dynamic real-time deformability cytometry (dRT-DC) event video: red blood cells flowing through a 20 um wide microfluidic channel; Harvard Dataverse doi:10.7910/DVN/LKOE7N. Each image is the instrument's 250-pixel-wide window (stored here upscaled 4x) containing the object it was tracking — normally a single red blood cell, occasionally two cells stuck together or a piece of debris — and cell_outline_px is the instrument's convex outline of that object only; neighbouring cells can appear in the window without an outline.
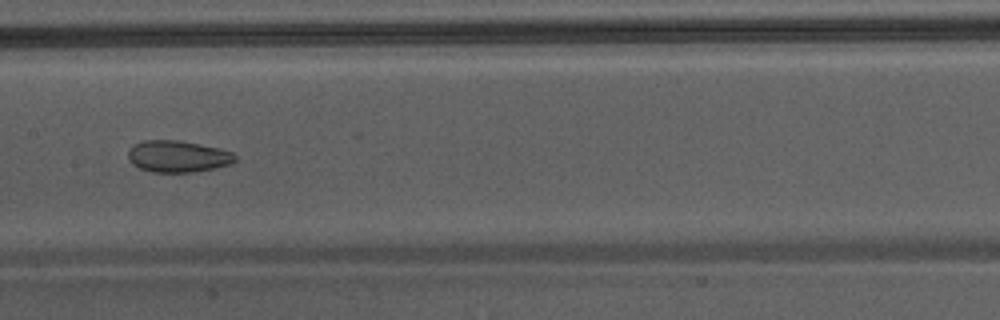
{"species": "Egyptian fruit bat (a non-hibernating species)", "species_latin": "Rousettus aegyptiacus", "temperature_condition": "warm", "stored_images_in_passage": 32, "camera_frame_rate_fps": 3000, "um_per_image_px": 0.085, "animal": {"sex": "male"}, "frame": {"image": 1, "passage_image": 10, "time_ms": 3.0, "image_size_px": [1000, 320], "cell_outline_px": [[236, 160], [228, 164], [212, 168], [192, 172], [152, 172], [140, 168], [132, 164], [128, 160], [128, 148], [144, 140], [180, 140], [216, 148], [232, 152], [236, 156]], "centroid_in_image_um": [15.05, 13.29], "position_along_channel_um": 192.3, "area_um2": 19.54}, "authors_computed_cell_mechanics": {"area_um2": 20.7502, "velocity_mm_per_s": 4.3634, "shape_relaxation_time_tau1_ms": null, "shape_relaxation_time_tau2_ms": 1.4239, "deformation_change_tau1": null, "deformation_change_tau2": 0.0766}}